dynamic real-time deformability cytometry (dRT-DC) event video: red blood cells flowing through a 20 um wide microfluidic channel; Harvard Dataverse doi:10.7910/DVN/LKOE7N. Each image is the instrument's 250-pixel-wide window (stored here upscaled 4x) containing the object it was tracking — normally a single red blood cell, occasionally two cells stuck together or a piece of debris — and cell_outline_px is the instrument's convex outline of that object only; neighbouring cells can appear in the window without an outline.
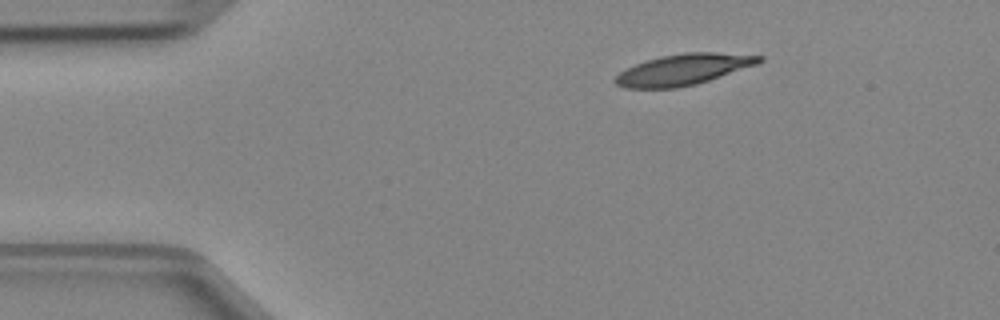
{"species": "Egyptian fruit bat (a non-hibernating species)", "species_latin": "Rousettus aegyptiacus", "temperature_condition": "cold", "stored_images_in_passage": 3, "camera_frame_rate_fps": 3000, "um_per_image_px": 0.085, "animal": {"sex": "female"}, "frame": {"image": 1, "passage_image": 1, "time_ms": 0.0, "image_size_px": [1000, 320], "cell_outline_px": [[764, 60], [756, 64], [696, 84], [676, 88], [624, 88], [616, 84], [612, 80], [620, 72], [636, 64], [660, 56], [684, 52], [716, 52], [764, 56]], "centroid_in_image_um": [58.06, 5.9], "position_along_channel_um": 26.9, "area_um2": 25.72}}